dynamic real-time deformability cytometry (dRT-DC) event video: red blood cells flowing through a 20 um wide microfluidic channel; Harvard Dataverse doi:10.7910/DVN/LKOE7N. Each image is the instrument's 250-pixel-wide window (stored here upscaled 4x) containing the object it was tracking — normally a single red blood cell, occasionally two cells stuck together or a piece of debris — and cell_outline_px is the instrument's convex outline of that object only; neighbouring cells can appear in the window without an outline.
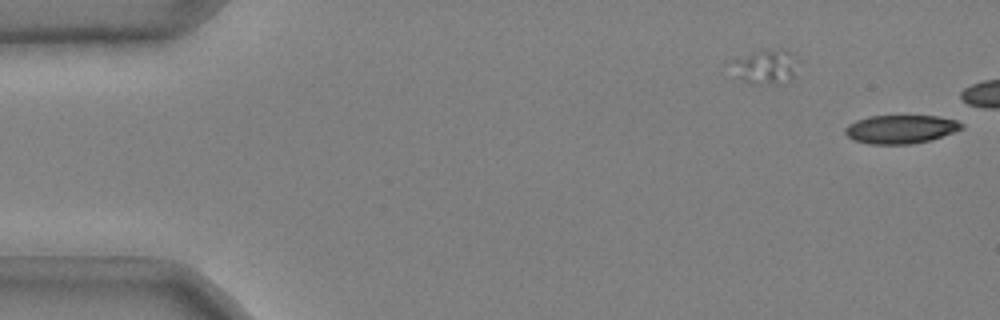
{"species": "common noctule bat (a hibernating species)", "species_latin": "Nyctalus noctula", "temperature_condition": "cold", "stored_images_in_passage": 9, "segment_of_instrument_passage": [2, 2], "camera_frame_rate_fps": 3000, "um_per_image_px": 0.085, "animal": {"sex": "male", "body_mass_g": 20.4}, "frame": {"image": 1, "passage_image": 9, "time_ms": 2.667, "image_size_px": [1000, 320], "cell_outline_px": [[964, 128], [928, 140], [912, 144], [868, 144], [852, 140], [844, 132], [844, 128], [848, 124], [856, 120], [868, 116], [936, 116], [956, 120], [964, 124]], "centroid_in_image_um": [76.51, 10.98], "position_along_channel_um": 8.5, "area_um2": 19.31}}